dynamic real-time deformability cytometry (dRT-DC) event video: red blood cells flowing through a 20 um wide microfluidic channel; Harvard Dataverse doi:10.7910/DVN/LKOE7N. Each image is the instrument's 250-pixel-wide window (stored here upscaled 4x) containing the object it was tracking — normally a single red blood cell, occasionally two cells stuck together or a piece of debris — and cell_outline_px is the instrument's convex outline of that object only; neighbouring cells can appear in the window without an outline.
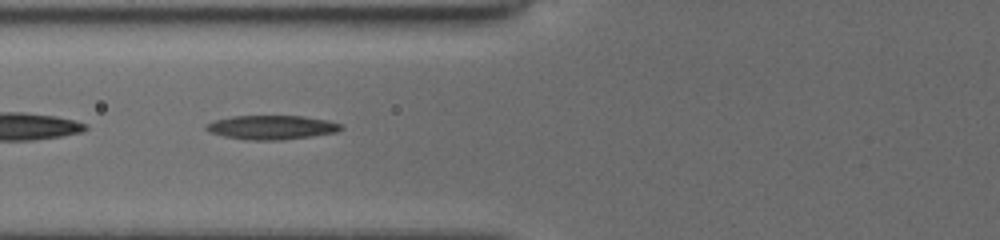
{"species": "common noctule bat (a hibernating species)", "species_latin": "Nyctalus noctula", "temperature_condition": "cold", "stored_images_in_passage": 37, "camera_frame_rate_fps": 3000, "um_per_image_px": 0.085, "animal": {"sex": "female", "body_mass_g": 19.5, "forearm_length_mm": 54.1}, "frame": {"image": 1, "passage_image": 6, "time_ms": 1.667, "image_size_px": [1000, 240], "cell_outline_px": [[344, 128], [336, 132], [312, 136], [284, 140], [244, 140], [224, 136], [208, 132], [204, 128], [204, 124], [212, 120], [232, 116], [304, 116], [328, 120], [340, 124]], "centroid_in_image_um": [23.03, 10.83], "position_along_channel_um": 102.8, "area_um2": 19.19}}
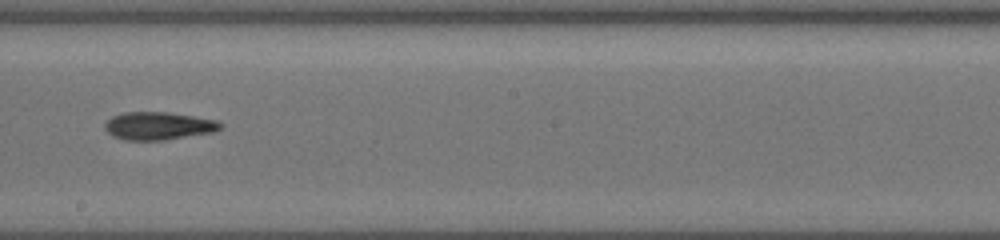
{"frame": {"image": 2, "passage_image": 16, "time_ms": 5.0, "image_size_px": [1000, 240], "cell_outline_px": [[224, 124], [220, 128], [212, 132], [164, 140], [124, 140], [112, 136], [104, 128], [104, 124], [112, 116], [124, 112], [168, 112], [216, 120]], "centroid_in_image_um": [13.43, 10.7], "position_along_channel_um": 234.8, "area_um2": 18.67}}
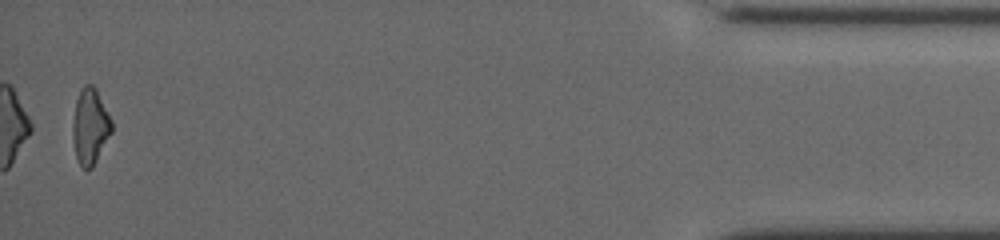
{"frame": {"image": 3, "passage_image": 36, "time_ms": 11.667, "image_size_px": [1000, 240], "cell_outline_px": [[112, 132], [92, 168], [84, 168], [80, 164], [76, 156], [72, 136], [72, 124], [76, 100], [80, 88], [84, 84], [92, 84], [96, 88], [112, 120]], "centroid_in_image_um": [7.66, 10.7], "position_along_channel_um": 427.5, "area_um2": 17.22}, "authors_computed_cell_mechanics": {"area_um2": 18.1492, "velocity_mm_per_s": 3.9552, "shape_relaxation_time_tau1_ms": 2.7892, "shape_relaxation_time_tau2_ms": 6.6738, "deformation_change_tau1": 0.1223, "deformation_change_tau2": 0.1516}}